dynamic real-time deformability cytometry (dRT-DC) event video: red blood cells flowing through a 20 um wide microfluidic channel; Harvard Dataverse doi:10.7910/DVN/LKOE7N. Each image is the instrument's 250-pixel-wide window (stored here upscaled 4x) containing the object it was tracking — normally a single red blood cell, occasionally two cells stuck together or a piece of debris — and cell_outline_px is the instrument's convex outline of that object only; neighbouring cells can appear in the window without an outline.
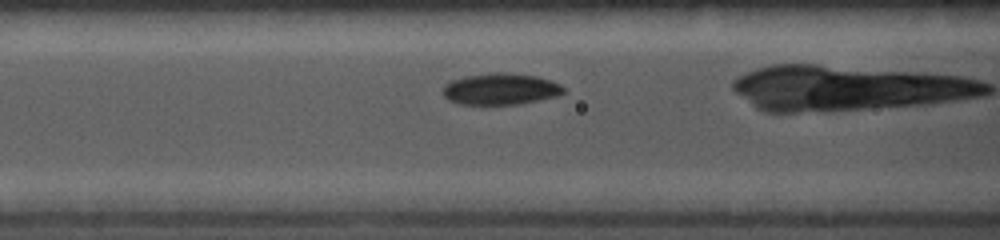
{"species": "common noctule bat (a hibernating species)", "species_latin": "Nyctalus noctula", "temperature_condition": "cold", "stored_images_in_passage": 4, "camera_frame_rate_fps": 5000, "um_per_image_px": 0.085, "animal": {"sex": "female", "body_mass_g": 19.0, "forearm_length_mm": 56.7}, "frame": {"image": 1, "passage_image": 3, "time_ms": 1.0, "image_size_px": [1000, 240], "cell_outline_px": [[564, 92], [560, 96], [520, 104], [460, 104], [448, 100], [444, 96], [444, 84], [452, 80], [464, 76], [492, 72], [504, 72], [536, 76], [560, 84], [564, 88]], "centroid_in_image_um": [42.55, 7.57], "position_along_channel_um": 124.0, "area_um2": 22.2}}